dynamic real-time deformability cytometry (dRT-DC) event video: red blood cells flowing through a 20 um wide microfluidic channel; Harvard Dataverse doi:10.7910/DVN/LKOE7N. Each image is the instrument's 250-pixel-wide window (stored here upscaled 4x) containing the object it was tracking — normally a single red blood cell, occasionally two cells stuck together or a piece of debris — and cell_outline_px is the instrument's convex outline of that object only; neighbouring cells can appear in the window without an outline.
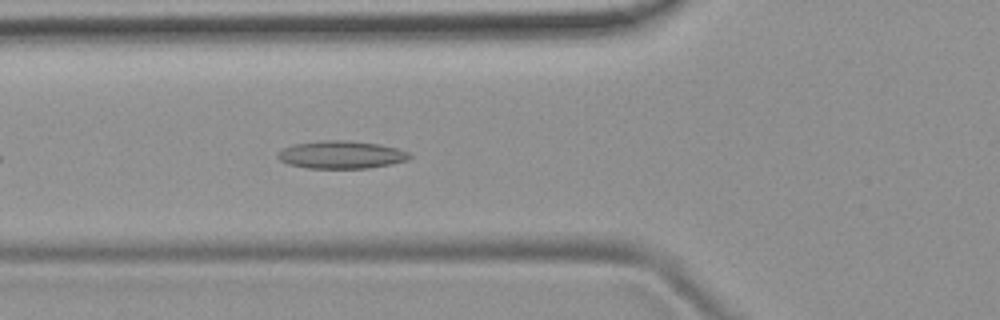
{"species": "common noctule bat (a hibernating species)", "species_latin": "Nyctalus noctula", "temperature_condition": "room temperature", "stored_images_in_passage": 2, "camera_frame_rate_fps": 3000, "um_per_image_px": 0.085, "animal": {"sex": "female", "body_mass_g": 19.9}, "frame": {"image": 1, "passage_image": 2, "time_ms": 1.0, "image_size_px": [1000, 320], "cell_outline_px": [[412, 156], [408, 160], [392, 164], [368, 168], [308, 168], [288, 164], [280, 160], [276, 156], [276, 152], [292, 144], [320, 140], [348, 140], [376, 144], [396, 148], [408, 152]], "centroid_in_image_um": [28.97, 13.15], "position_along_channel_um": 96.8, "area_um2": 21.39}}